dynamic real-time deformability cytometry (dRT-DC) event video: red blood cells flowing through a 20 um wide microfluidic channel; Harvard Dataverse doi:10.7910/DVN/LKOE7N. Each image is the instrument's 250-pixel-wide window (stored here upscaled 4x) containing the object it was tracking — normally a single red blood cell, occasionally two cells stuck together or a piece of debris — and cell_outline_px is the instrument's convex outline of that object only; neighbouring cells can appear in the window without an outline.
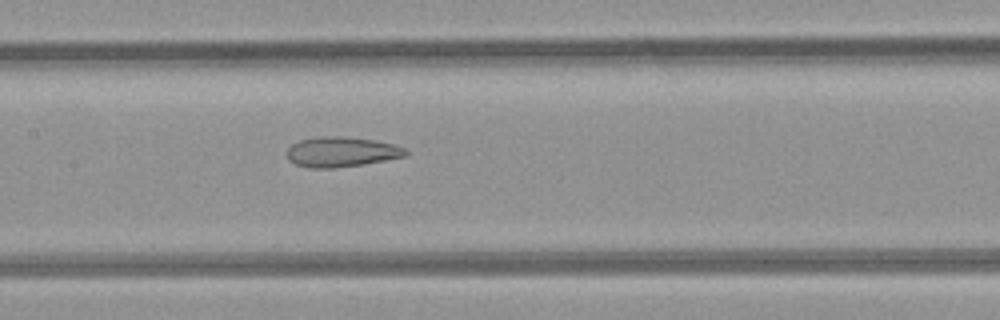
{"species": "common noctule bat (a hibernating species)", "species_latin": "Nyctalus noctula", "temperature_condition": "room temperature", "stored_images_in_passage": 5, "camera_frame_rate_fps": 3000, "um_per_image_px": 0.085, "animal": {"sex": "female", "body_mass_g": 21.9}, "frame": {"image": 1, "passage_image": 5, "time_ms": 4.667, "image_size_px": [1000, 320], "cell_outline_px": [[408, 152], [404, 156], [384, 160], [360, 164], [332, 168], [308, 168], [296, 164], [288, 160], [288, 148], [292, 144], [300, 140], [324, 136], [344, 136], [372, 140], [392, 144], [404, 148]], "centroid_in_image_um": [28.98, 12.91], "position_along_channel_um": 178.4, "area_um2": 20.4}}